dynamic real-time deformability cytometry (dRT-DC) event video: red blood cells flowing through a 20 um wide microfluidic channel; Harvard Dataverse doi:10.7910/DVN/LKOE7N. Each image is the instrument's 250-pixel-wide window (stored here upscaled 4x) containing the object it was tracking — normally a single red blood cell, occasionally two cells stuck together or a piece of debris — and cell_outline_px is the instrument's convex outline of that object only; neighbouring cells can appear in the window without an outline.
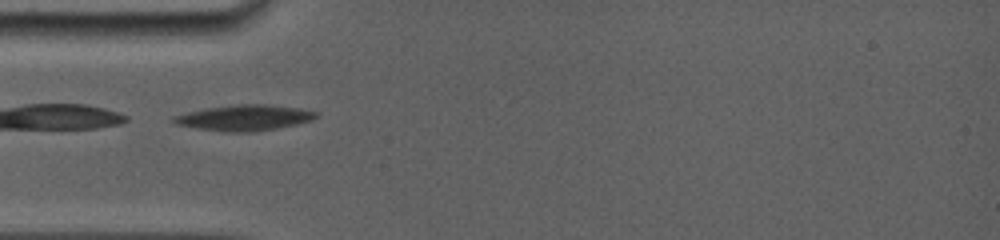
{"species": "common noctule bat (a hibernating species)", "species_latin": "Nyctalus noctula", "temperature_condition": "room temperature", "stored_images_in_passage": 9, "camera_frame_rate_fps": 5000, "um_per_image_px": 0.085, "animal": {"sex": "female", "body_mass_g": 19.0, "forearm_length_mm": 56.7}, "frame": {"image": 1, "passage_image": 1, "time_ms": 0.0, "image_size_px": [1000, 240], "cell_outline_px": [[320, 116], [312, 120], [296, 124], [276, 128], [252, 132], [224, 132], [196, 128], [176, 124], [172, 120], [172, 116], [204, 108], [240, 104], [264, 104], [300, 108], [320, 112]], "centroid_in_image_um": [20.8, 10.0], "position_along_channel_um": 64.2, "area_um2": 21.44}}
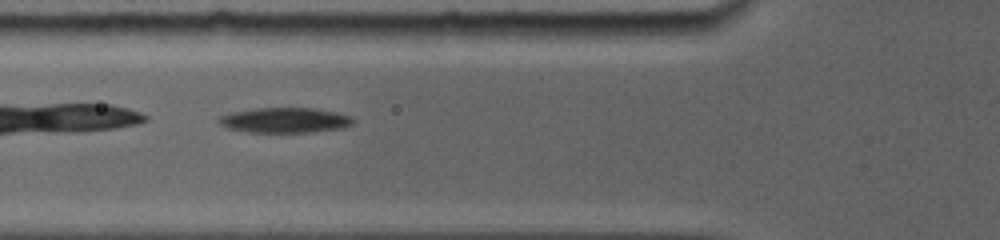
{"frame": {"image": 2, "passage_image": 8, "time_ms": 1.0, "image_size_px": [1000, 240], "cell_outline_px": [[356, 120], [352, 124], [344, 128], [312, 132], [248, 132], [228, 128], [220, 124], [216, 120], [220, 116], [232, 112], [256, 108], [312, 108], [336, 112], [352, 116]], "centroid_in_image_um": [24.25, 10.22], "position_along_channel_um": 101.6, "area_um2": 19.77}}